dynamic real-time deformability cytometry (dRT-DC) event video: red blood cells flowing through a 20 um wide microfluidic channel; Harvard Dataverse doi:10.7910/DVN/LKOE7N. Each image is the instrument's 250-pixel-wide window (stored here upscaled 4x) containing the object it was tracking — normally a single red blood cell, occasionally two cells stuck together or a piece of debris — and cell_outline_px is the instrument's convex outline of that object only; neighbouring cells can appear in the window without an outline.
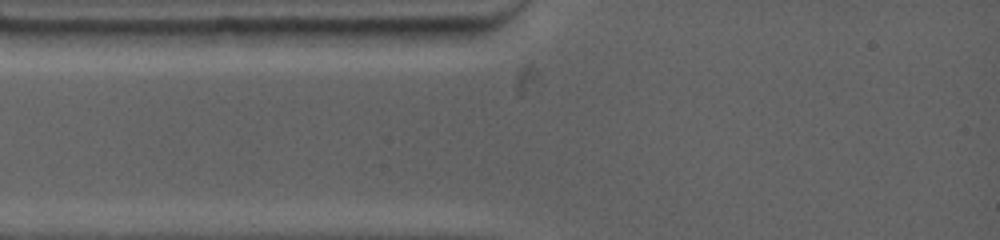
{"species": "common noctule bat (a hibernating species)", "species_latin": "Nyctalus noctula", "temperature_condition": "warm", "stored_images_in_passage": 2, "segment_of_instrument_passage": [1, 2], "camera_frame_rate_fps": 4500, "um_per_image_px": 0.085, "animal": {"sex": "female", "body_mass_g": 19.0, "forearm_length_mm": 53.3}, "frame": {"image": 1, "passage_image": 1, "time_ms": 0.0, "image_size_px": [1000, 240], "cell_outline_px": [[188, 32], [180, 44], [140, 48], [104, 48], [36, 32], [68, 28], [184, 28]], "centroid_in_image_um": [10.36, 3.12], "position_along_channel_um": 74.6, "area_um2": 16.36}}